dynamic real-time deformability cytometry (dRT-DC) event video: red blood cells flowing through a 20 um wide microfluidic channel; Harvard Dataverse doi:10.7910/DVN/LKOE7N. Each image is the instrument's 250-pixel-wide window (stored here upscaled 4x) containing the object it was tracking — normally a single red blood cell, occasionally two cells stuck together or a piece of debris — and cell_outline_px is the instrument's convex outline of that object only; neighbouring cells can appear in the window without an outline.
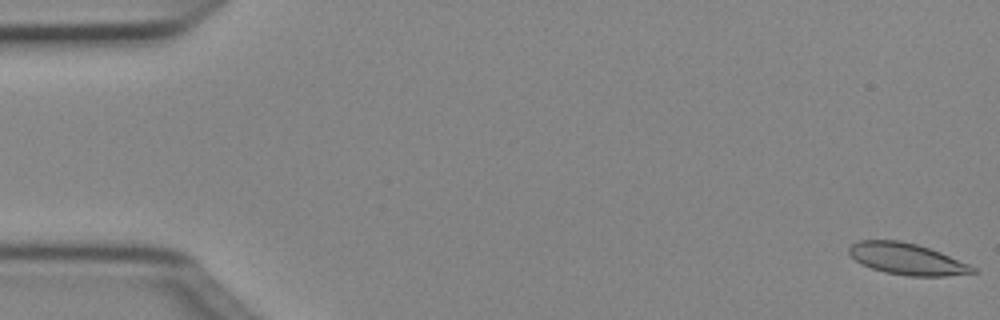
{"species": "Egyptian fruit bat (a non-hibernating species)", "species_latin": "Rousettus aegyptiacus", "temperature_condition": "cold", "stored_images_in_passage": 51, "camera_frame_rate_fps": 3000, "um_per_image_px": 0.085, "animal": {"sex": "female"}, "frame": {"image": 1, "passage_image": 1, "time_ms": 0.0, "image_size_px": [1000, 320], "cell_outline_px": [[980, 272], [948, 276], [908, 276], [884, 272], [860, 264], [848, 252], [848, 248], [852, 244], [860, 240], [900, 240], [916, 244], [940, 252], [968, 264], [976, 268]], "centroid_in_image_um": [77.09, 22.02], "position_along_channel_um": 7.9, "area_um2": 22.66}}
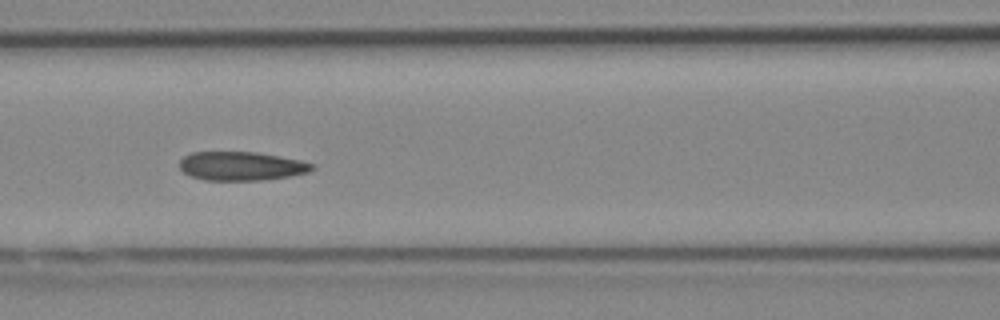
{"frame": {"image": 2, "passage_image": 22, "time_ms": 7.0, "image_size_px": [1000, 320], "cell_outline_px": [[316, 168], [308, 172], [288, 176], [260, 180], [204, 180], [192, 176], [184, 172], [180, 168], [180, 160], [184, 156], [192, 152], [256, 152], [280, 156], [300, 160], [316, 164]], "centroid_in_image_um": [20.54, 14.11], "position_along_channel_um": 146.1, "area_um2": 22.2}}
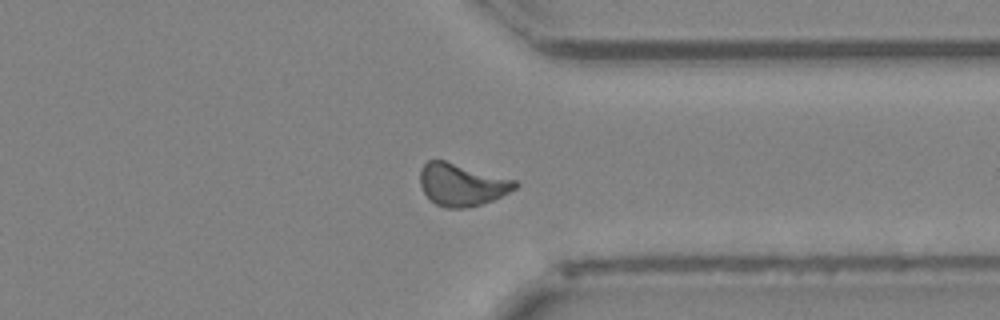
{"frame": {"image": 3, "passage_image": 39, "time_ms": 12.667, "image_size_px": [1000, 320], "cell_outline_px": [[520, 184], [516, 188], [492, 200], [480, 204], [464, 208], [444, 208], [436, 204], [424, 192], [420, 184], [420, 168], [428, 160], [444, 160], [516, 180]], "centroid_in_image_um": [39.24, 15.68], "position_along_channel_um": 372.2, "area_um2": 23.24}, "authors_computed_cell_mechanics": {"area_um2": 22.831, "velocity_mm_per_s": 4.0153, "shape_relaxation_time_tau1_ms": null, "shape_relaxation_time_tau2_ms": 3.6711, "deformation_change_tau1": null, "deformation_change_tau2": 0.0786}}